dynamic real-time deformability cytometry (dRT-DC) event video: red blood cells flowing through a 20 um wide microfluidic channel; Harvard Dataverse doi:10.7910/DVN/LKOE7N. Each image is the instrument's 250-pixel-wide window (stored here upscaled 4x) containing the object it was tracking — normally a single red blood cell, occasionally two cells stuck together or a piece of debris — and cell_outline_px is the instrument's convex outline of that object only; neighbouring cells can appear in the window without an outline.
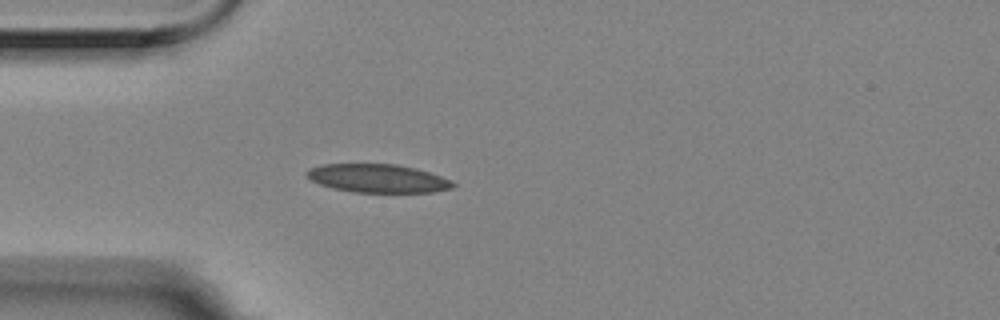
{"species": "Egyptian fruit bat (a non-hibernating species)", "species_latin": "Rousettus aegyptiacus", "temperature_condition": "room temperature", "stored_images_in_passage": 3, "camera_frame_rate_fps": 3000, "um_per_image_px": 0.085, "animal": {"sex": "female"}, "frame": {"image": 1, "passage_image": 3, "time_ms": 0.667, "image_size_px": [1000, 320], "cell_outline_px": [[456, 184], [452, 188], [432, 192], [356, 192], [332, 188], [320, 184], [304, 176], [304, 172], [308, 168], [324, 164], [396, 164], [416, 168], [440, 176]], "centroid_in_image_um": [32.05, 15.15], "position_along_channel_um": 52.9, "area_um2": 24.1}}